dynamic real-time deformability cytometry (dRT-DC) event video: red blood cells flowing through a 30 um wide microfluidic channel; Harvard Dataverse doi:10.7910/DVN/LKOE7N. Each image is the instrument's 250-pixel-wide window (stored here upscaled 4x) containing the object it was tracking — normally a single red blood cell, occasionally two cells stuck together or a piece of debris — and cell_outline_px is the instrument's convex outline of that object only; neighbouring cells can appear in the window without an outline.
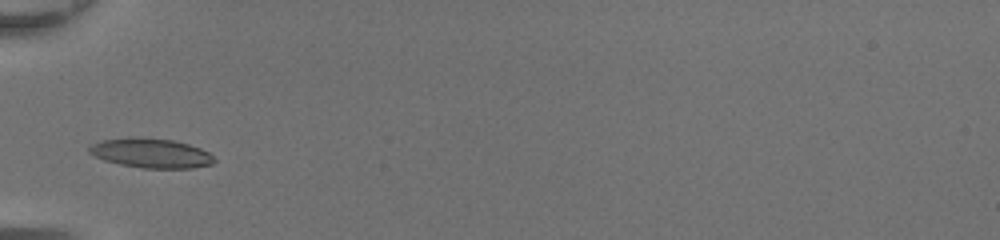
{"species": "common noctule bat (a hibernating species)", "species_latin": "Nyctalus noctula", "temperature_condition": "room temperature", "stored_images_in_passage": 31, "camera_frame_rate_fps": 3000, "um_per_image_px": 0.085, "animal": {"sex": "female", "body_mass_g": 20.0, "forearm_length_mm": 54.0}, "frame": {"image": 1, "passage_image": 1, "time_ms": 0.0, "image_size_px": [1000, 240], "cell_outline_px": [[216, 160], [212, 164], [192, 168], [144, 168], [120, 164], [104, 160], [88, 152], [88, 148], [92, 144], [100, 140], [128, 136], [132, 136], [172, 140], [188, 144], [200, 148], [208, 152]], "centroid_in_image_um": [12.81, 13.0], "position_along_channel_um": 72.2, "area_um2": 21.56}}
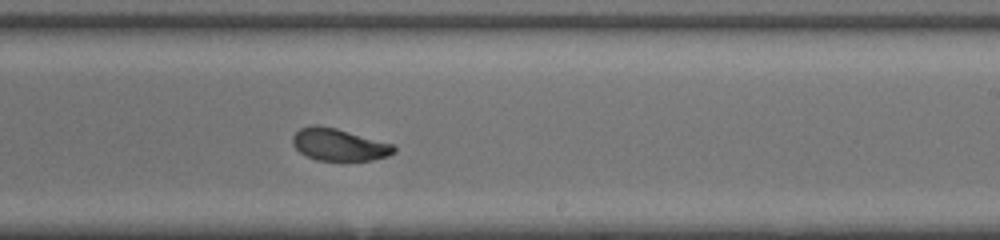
{"frame": {"image": 2, "passage_image": 14, "time_ms": 4.333, "image_size_px": [1000, 240], "cell_outline_px": [[396, 152], [388, 156], [372, 160], [316, 160], [300, 152], [292, 144], [292, 136], [300, 128], [312, 124], [320, 124], [336, 128], [392, 144], [396, 148]], "centroid_in_image_um": [28.79, 12.28], "position_along_channel_um": 260.2, "area_um2": 18.96}}
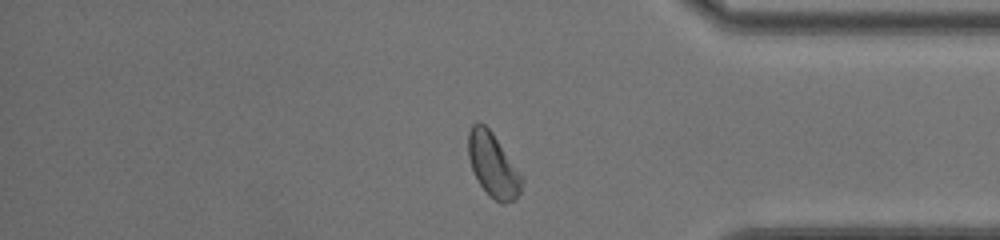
{"frame": {"image": 3, "passage_image": 24, "time_ms": 7.667, "image_size_px": [1000, 240], "cell_outline_px": [[524, 180], [520, 192], [516, 200], [504, 204], [500, 204], [480, 184], [472, 168], [468, 156], [468, 132], [472, 124], [476, 120], [484, 124], [492, 132], [524, 176]], "centroid_in_image_um": [41.94, 14.01], "position_along_channel_um": 393.3, "area_um2": 20.06}, "authors_computed_cell_mechanics": {"area_um2": 19.363, "velocity_mm_per_s": 4.3794, "shape_relaxation_time_tau1_ms": 2.4162, "shape_relaxation_time_tau2_ms": 3.9556, "deformation_change_tau1": 0.109, "deformation_change_tau2": 0.0868}}